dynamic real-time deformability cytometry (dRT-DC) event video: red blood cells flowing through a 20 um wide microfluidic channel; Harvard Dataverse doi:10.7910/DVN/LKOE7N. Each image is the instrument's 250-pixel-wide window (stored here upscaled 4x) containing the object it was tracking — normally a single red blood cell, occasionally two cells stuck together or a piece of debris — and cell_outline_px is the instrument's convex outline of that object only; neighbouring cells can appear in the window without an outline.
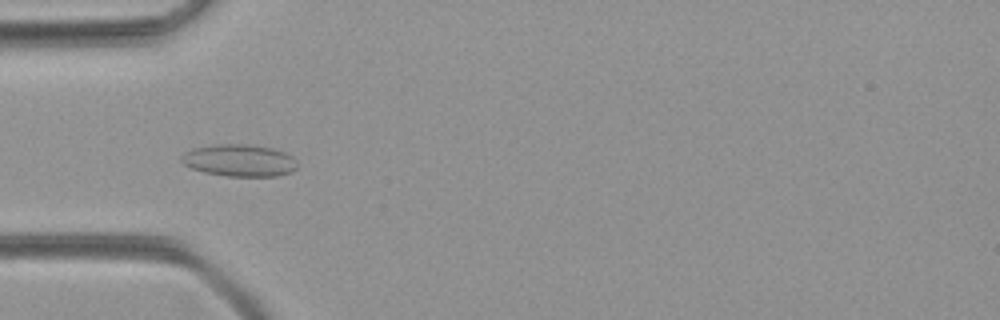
{"species": "common noctule bat (a hibernating species)", "species_latin": "Nyctalus noctula", "temperature_condition": "room temperature", "stored_images_in_passage": 41, "camera_frame_rate_fps": 3000, "um_per_image_px": 0.085, "animal": {"sex": "female", "body_mass_g": 21.9}, "frame": {"image": 1, "passage_image": 9, "time_ms": 2.667, "image_size_px": [1000, 320], "cell_outline_px": [[296, 168], [292, 172], [276, 176], [228, 176], [204, 172], [192, 168], [184, 164], [180, 160], [180, 156], [184, 152], [192, 148], [216, 144], [252, 144], [272, 148], [284, 152], [292, 156], [296, 160]], "centroid_in_image_um": [20.34, 13.62], "position_along_channel_um": 64.7, "area_um2": 21.79}}
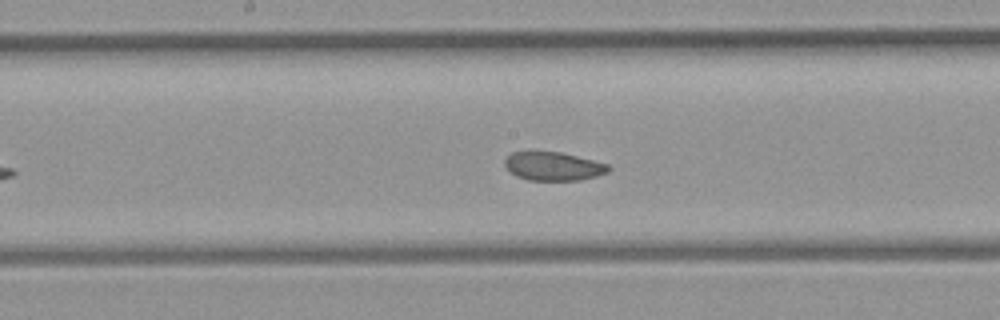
{"frame": {"image": 2, "passage_image": 19, "time_ms": 6.0, "image_size_px": [1000, 320], "cell_outline_px": [[612, 168], [608, 172], [596, 176], [580, 180], [528, 180], [516, 176], [504, 164], [504, 160], [512, 152], [528, 148], [532, 148], [560, 152], [608, 164]], "centroid_in_image_um": [46.98, 14.08], "position_along_channel_um": 201.2, "area_um2": 17.8}}
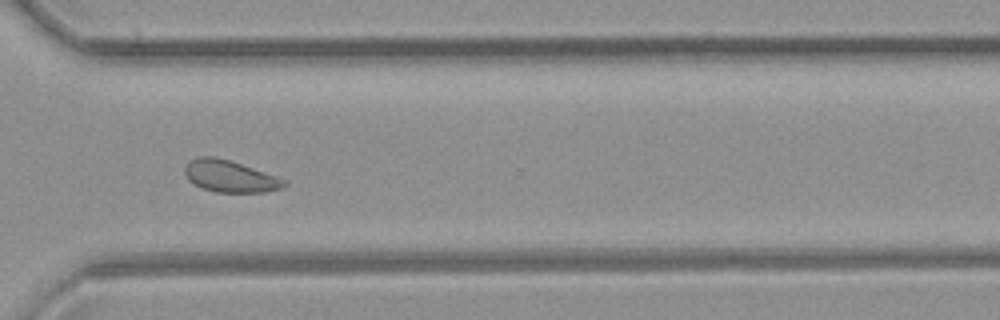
{"frame": {"image": 3, "passage_image": 30, "time_ms": 9.667, "image_size_px": [1000, 320], "cell_outline_px": [[288, 184], [280, 188], [264, 192], [216, 192], [200, 188], [188, 180], [184, 172], [184, 168], [192, 160], [200, 156], [212, 156], [228, 160], [288, 180]], "centroid_in_image_um": [19.54, 15.0], "position_along_channel_um": 351.1, "area_um2": 18.21}}